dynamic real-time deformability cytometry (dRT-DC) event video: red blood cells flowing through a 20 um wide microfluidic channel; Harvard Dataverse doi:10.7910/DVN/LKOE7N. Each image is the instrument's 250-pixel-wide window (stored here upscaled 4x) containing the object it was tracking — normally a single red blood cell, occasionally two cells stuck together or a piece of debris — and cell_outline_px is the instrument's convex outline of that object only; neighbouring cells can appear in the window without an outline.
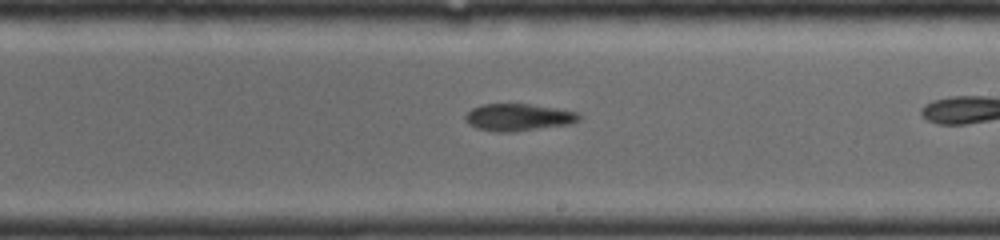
{"species": "common noctule bat (a hibernating species)", "species_latin": "Nyctalus noctula", "temperature_condition": "room temperature", "stored_images_in_passage": 18, "camera_frame_rate_fps": 4000, "um_per_image_px": 0.085, "animal": {"sex": "female", "body_mass_g": 19.0, "forearm_length_mm": 56.7}, "frame": {"image": 1, "passage_image": 11, "time_ms": 5.0, "image_size_px": [1000, 240], "cell_outline_px": [[580, 120], [568, 124], [512, 132], [496, 132], [476, 128], [468, 124], [464, 120], [464, 116], [472, 108], [484, 104], [528, 104], [556, 108], [576, 112], [580, 116]], "centroid_in_image_um": [44.01, 9.97], "position_along_channel_um": 245.0, "area_um2": 17.86}}